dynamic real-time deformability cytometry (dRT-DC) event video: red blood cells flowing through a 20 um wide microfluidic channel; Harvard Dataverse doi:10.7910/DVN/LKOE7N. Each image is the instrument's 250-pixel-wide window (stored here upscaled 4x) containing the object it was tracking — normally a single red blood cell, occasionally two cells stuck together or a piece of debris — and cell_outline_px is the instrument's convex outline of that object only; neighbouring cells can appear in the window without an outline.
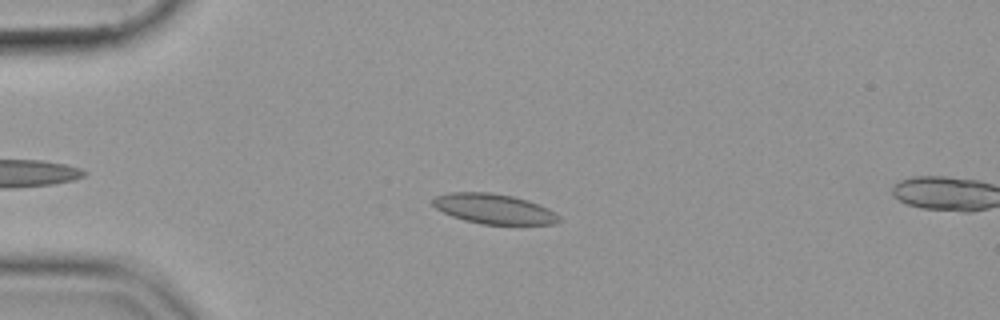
{"species": "common noctule bat (a hibernating species)", "species_latin": "Nyctalus noctula", "temperature_condition": "cold", "stored_images_in_passage": 8, "camera_frame_rate_fps": 3000, "um_per_image_px": 0.085, "animal": {"sex": "female", "body_mass_g": 19.9}, "frame": {"image": 1, "passage_image": 5, "time_ms": 1.333, "image_size_px": [1000, 320], "cell_outline_px": [[560, 220], [552, 224], [480, 224], [464, 220], [452, 216], [436, 208], [432, 204], [432, 200], [436, 196], [452, 192], [492, 192], [512, 196], [528, 200], [548, 208], [556, 212], [560, 216]], "centroid_in_image_um": [41.99, 17.75], "position_along_channel_um": 43.0, "area_um2": 22.02}}